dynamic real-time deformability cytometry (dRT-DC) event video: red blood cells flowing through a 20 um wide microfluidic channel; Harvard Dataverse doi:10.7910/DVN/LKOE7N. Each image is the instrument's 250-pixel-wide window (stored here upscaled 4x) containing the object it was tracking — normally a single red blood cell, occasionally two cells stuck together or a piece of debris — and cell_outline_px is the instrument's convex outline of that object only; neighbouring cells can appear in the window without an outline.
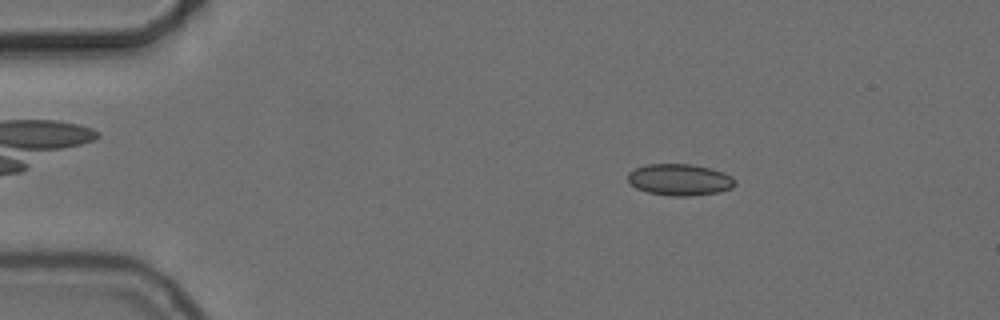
{"species": "common noctule bat (a hibernating species)", "species_latin": "Nyctalus noctula", "temperature_condition": "cold", "stored_images_in_passage": 53, "camera_frame_rate_fps": 3000, "um_per_image_px": 0.085, "animal": {"sex": "female", "body_mass_g": 24.6, "forearm_length_mm": 56.2}, "frame": {"image": 1, "passage_image": 7, "time_ms": 2.0, "image_size_px": [1000, 320], "cell_outline_px": [[736, 184], [732, 188], [716, 192], [688, 196], [672, 196], [648, 192], [636, 188], [628, 180], [628, 172], [636, 168], [648, 164], [692, 164], [712, 168], [724, 172], [732, 176], [736, 180]], "centroid_in_image_um": [57.8, 15.26], "position_along_channel_um": 27.2, "area_um2": 19.71}}
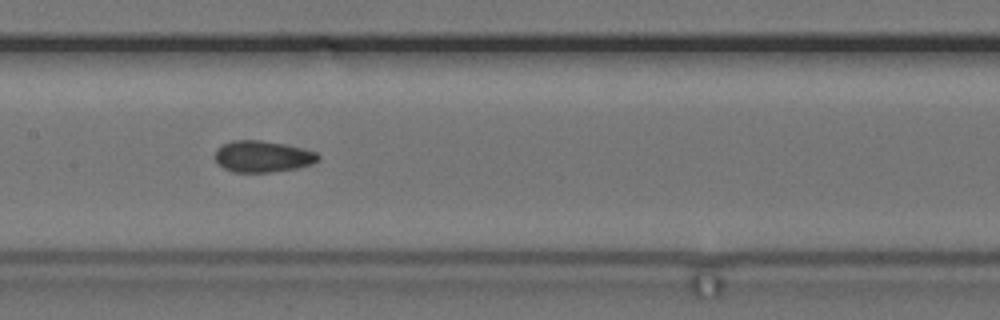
{"frame": {"image": 2, "passage_image": 25, "time_ms": 8.0, "image_size_px": [1000, 320], "cell_outline_px": [[320, 156], [316, 160], [308, 164], [296, 168], [272, 172], [232, 172], [216, 164], [216, 148], [232, 140], [260, 140], [284, 144], [316, 152]], "centroid_in_image_um": [22.26, 13.3], "position_along_channel_um": 185.1, "area_um2": 18.67}}
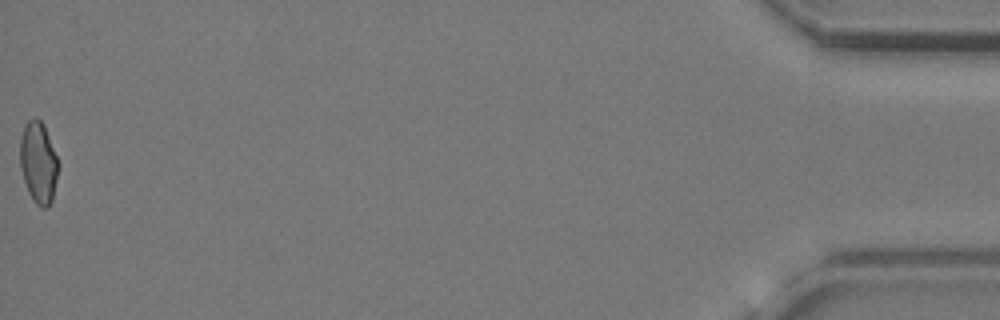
{"frame": {"image": 3, "passage_image": 53, "time_ms": 17.333, "image_size_px": [1000, 320], "cell_outline_px": [[60, 164], [52, 200], [48, 208], [40, 208], [32, 200], [28, 192], [20, 168], [20, 136], [24, 124], [28, 120], [36, 116], [44, 124]], "centroid_in_image_um": [3.27, 13.81], "position_along_channel_um": 431.9, "area_um2": 18.61}, "authors_computed_cell_mechanics": {"area_um2": 18.6116, "velocity_mm_per_s": 3.7197, "shape_relaxation_time_tau1_ms": null, "shape_relaxation_time_tau2_ms": 1.8326, "deformation_change_tau1": null, "deformation_change_tau2": 0.0479}}